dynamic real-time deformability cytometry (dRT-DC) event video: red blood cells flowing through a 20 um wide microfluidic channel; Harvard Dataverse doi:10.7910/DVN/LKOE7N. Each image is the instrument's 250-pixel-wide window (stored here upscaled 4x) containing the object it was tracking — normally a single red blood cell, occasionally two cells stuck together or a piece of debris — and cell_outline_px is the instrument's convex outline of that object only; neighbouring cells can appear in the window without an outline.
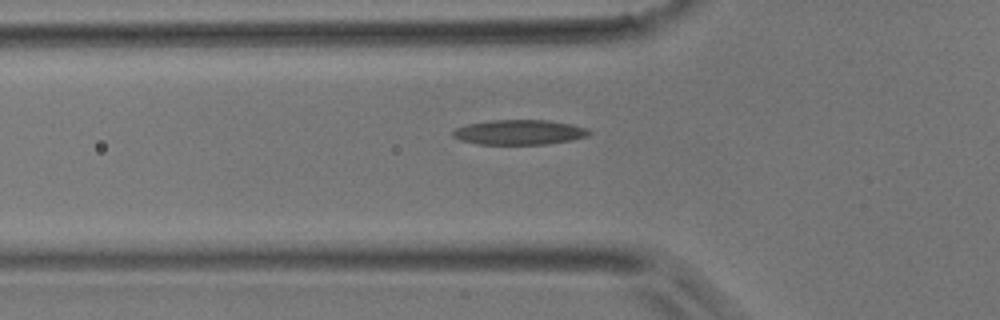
{"species": "common noctule bat (a hibernating species)", "species_latin": "Nyctalus noctula", "temperature_condition": "room temperature", "stored_images_in_passage": 30, "camera_frame_rate_fps": 3000, "um_per_image_px": 0.085, "animal": {"sex": "male", "body_mass_g": 17.9}, "frame": {"image": 1, "passage_image": 4, "time_ms": 1.0, "image_size_px": [1000, 320], "cell_outline_px": [[592, 132], [588, 136], [572, 140], [548, 144], [476, 144], [460, 140], [452, 136], [452, 132], [456, 128], [468, 124], [492, 120], [548, 120], [572, 124], [588, 128]], "centroid_in_image_um": [44.17, 11.24], "position_along_channel_um": 81.6, "area_um2": 19.88}}
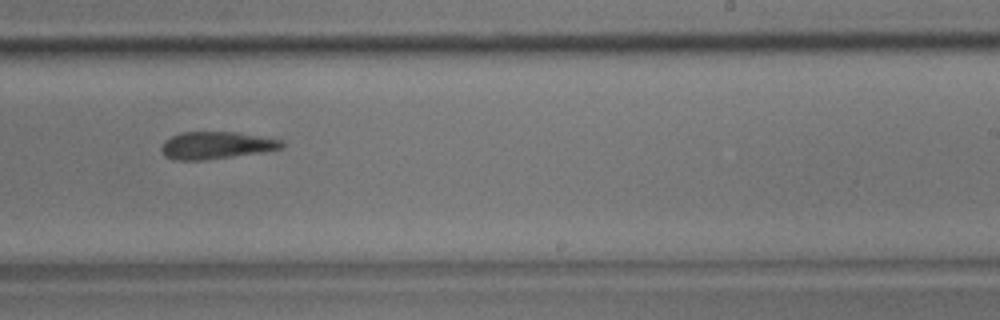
{"frame": {"image": 2, "passage_image": 17, "time_ms": 5.333, "image_size_px": [1000, 320], "cell_outline_px": [[284, 148], [264, 152], [204, 160], [172, 160], [164, 156], [160, 148], [164, 140], [180, 132], [236, 132], [284, 140]], "centroid_in_image_um": [18.38, 12.35], "position_along_channel_um": 270.6, "area_um2": 19.36}}
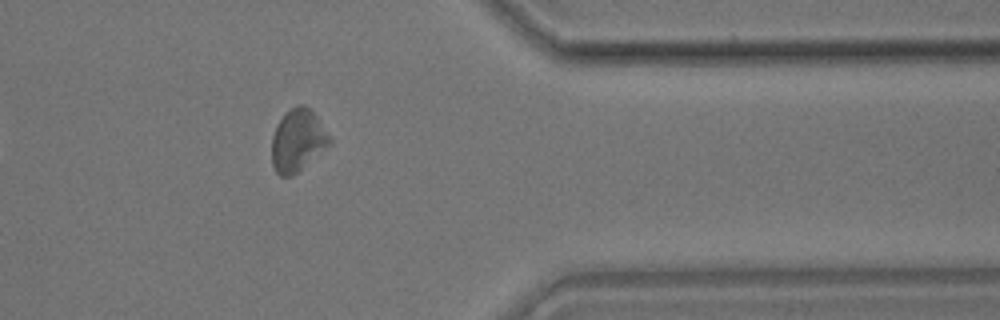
{"frame": {"image": 3, "passage_image": 26, "time_ms": 8.333, "image_size_px": [1000, 320], "cell_outline_px": [[332, 144], [328, 148], [292, 176], [280, 176], [276, 172], [272, 164], [272, 136], [276, 124], [296, 104], [304, 104], [320, 120], [332, 140]], "centroid_in_image_um": [25.32, 11.96], "position_along_channel_um": 386.1, "area_um2": 21.04}}